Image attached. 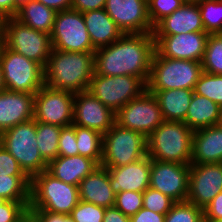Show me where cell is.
Here are the masks:
<instances>
[{
	"label": "cell",
	"instance_id": "43",
	"mask_svg": "<svg viewBox=\"0 0 222 222\" xmlns=\"http://www.w3.org/2000/svg\"><path fill=\"white\" fill-rule=\"evenodd\" d=\"M106 0H72L71 9L81 13L104 9Z\"/></svg>",
	"mask_w": 222,
	"mask_h": 222
},
{
	"label": "cell",
	"instance_id": "41",
	"mask_svg": "<svg viewBox=\"0 0 222 222\" xmlns=\"http://www.w3.org/2000/svg\"><path fill=\"white\" fill-rule=\"evenodd\" d=\"M58 143V156L71 157L78 155L77 140L73 125L61 128Z\"/></svg>",
	"mask_w": 222,
	"mask_h": 222
},
{
	"label": "cell",
	"instance_id": "54",
	"mask_svg": "<svg viewBox=\"0 0 222 222\" xmlns=\"http://www.w3.org/2000/svg\"><path fill=\"white\" fill-rule=\"evenodd\" d=\"M206 0H185V3H199Z\"/></svg>",
	"mask_w": 222,
	"mask_h": 222
},
{
	"label": "cell",
	"instance_id": "50",
	"mask_svg": "<svg viewBox=\"0 0 222 222\" xmlns=\"http://www.w3.org/2000/svg\"><path fill=\"white\" fill-rule=\"evenodd\" d=\"M5 89H6V87H5V84H4V75H3L2 67H1V64H0V93L2 91H4Z\"/></svg>",
	"mask_w": 222,
	"mask_h": 222
},
{
	"label": "cell",
	"instance_id": "13",
	"mask_svg": "<svg viewBox=\"0 0 222 222\" xmlns=\"http://www.w3.org/2000/svg\"><path fill=\"white\" fill-rule=\"evenodd\" d=\"M74 95L44 85L34 95V120L65 127L73 124Z\"/></svg>",
	"mask_w": 222,
	"mask_h": 222
},
{
	"label": "cell",
	"instance_id": "20",
	"mask_svg": "<svg viewBox=\"0 0 222 222\" xmlns=\"http://www.w3.org/2000/svg\"><path fill=\"white\" fill-rule=\"evenodd\" d=\"M34 118V94L4 90L0 93V133Z\"/></svg>",
	"mask_w": 222,
	"mask_h": 222
},
{
	"label": "cell",
	"instance_id": "8",
	"mask_svg": "<svg viewBox=\"0 0 222 222\" xmlns=\"http://www.w3.org/2000/svg\"><path fill=\"white\" fill-rule=\"evenodd\" d=\"M147 156V138L131 129L114 124L103 134V155L101 165L117 168L134 163Z\"/></svg>",
	"mask_w": 222,
	"mask_h": 222
},
{
	"label": "cell",
	"instance_id": "32",
	"mask_svg": "<svg viewBox=\"0 0 222 222\" xmlns=\"http://www.w3.org/2000/svg\"><path fill=\"white\" fill-rule=\"evenodd\" d=\"M201 65L204 72L222 75V33L209 34Z\"/></svg>",
	"mask_w": 222,
	"mask_h": 222
},
{
	"label": "cell",
	"instance_id": "9",
	"mask_svg": "<svg viewBox=\"0 0 222 222\" xmlns=\"http://www.w3.org/2000/svg\"><path fill=\"white\" fill-rule=\"evenodd\" d=\"M0 64L6 90L36 94L44 84V68L22 54L0 45Z\"/></svg>",
	"mask_w": 222,
	"mask_h": 222
},
{
	"label": "cell",
	"instance_id": "25",
	"mask_svg": "<svg viewBox=\"0 0 222 222\" xmlns=\"http://www.w3.org/2000/svg\"><path fill=\"white\" fill-rule=\"evenodd\" d=\"M82 15L95 49L108 46L123 35V32L117 27L105 9L87 11Z\"/></svg>",
	"mask_w": 222,
	"mask_h": 222
},
{
	"label": "cell",
	"instance_id": "33",
	"mask_svg": "<svg viewBox=\"0 0 222 222\" xmlns=\"http://www.w3.org/2000/svg\"><path fill=\"white\" fill-rule=\"evenodd\" d=\"M198 6L205 32L222 33V0H206L199 2Z\"/></svg>",
	"mask_w": 222,
	"mask_h": 222
},
{
	"label": "cell",
	"instance_id": "44",
	"mask_svg": "<svg viewBox=\"0 0 222 222\" xmlns=\"http://www.w3.org/2000/svg\"><path fill=\"white\" fill-rule=\"evenodd\" d=\"M203 219H222V192L203 209Z\"/></svg>",
	"mask_w": 222,
	"mask_h": 222
},
{
	"label": "cell",
	"instance_id": "21",
	"mask_svg": "<svg viewBox=\"0 0 222 222\" xmlns=\"http://www.w3.org/2000/svg\"><path fill=\"white\" fill-rule=\"evenodd\" d=\"M205 32L198 3H184L155 27L154 35H175Z\"/></svg>",
	"mask_w": 222,
	"mask_h": 222
},
{
	"label": "cell",
	"instance_id": "35",
	"mask_svg": "<svg viewBox=\"0 0 222 222\" xmlns=\"http://www.w3.org/2000/svg\"><path fill=\"white\" fill-rule=\"evenodd\" d=\"M203 216V209L191 202H175L165 215V222H203Z\"/></svg>",
	"mask_w": 222,
	"mask_h": 222
},
{
	"label": "cell",
	"instance_id": "49",
	"mask_svg": "<svg viewBox=\"0 0 222 222\" xmlns=\"http://www.w3.org/2000/svg\"><path fill=\"white\" fill-rule=\"evenodd\" d=\"M46 7L54 9L56 12L70 10L72 0H37Z\"/></svg>",
	"mask_w": 222,
	"mask_h": 222
},
{
	"label": "cell",
	"instance_id": "14",
	"mask_svg": "<svg viewBox=\"0 0 222 222\" xmlns=\"http://www.w3.org/2000/svg\"><path fill=\"white\" fill-rule=\"evenodd\" d=\"M190 165L151 159L149 187L175 202L187 201Z\"/></svg>",
	"mask_w": 222,
	"mask_h": 222
},
{
	"label": "cell",
	"instance_id": "2",
	"mask_svg": "<svg viewBox=\"0 0 222 222\" xmlns=\"http://www.w3.org/2000/svg\"><path fill=\"white\" fill-rule=\"evenodd\" d=\"M94 72V52L52 49L44 68V84L76 94L88 90Z\"/></svg>",
	"mask_w": 222,
	"mask_h": 222
},
{
	"label": "cell",
	"instance_id": "24",
	"mask_svg": "<svg viewBox=\"0 0 222 222\" xmlns=\"http://www.w3.org/2000/svg\"><path fill=\"white\" fill-rule=\"evenodd\" d=\"M97 166L99 164L95 160L81 155L58 156L48 163L47 171L62 182L79 186V183Z\"/></svg>",
	"mask_w": 222,
	"mask_h": 222
},
{
	"label": "cell",
	"instance_id": "53",
	"mask_svg": "<svg viewBox=\"0 0 222 222\" xmlns=\"http://www.w3.org/2000/svg\"><path fill=\"white\" fill-rule=\"evenodd\" d=\"M3 19L4 18L0 16V37H2Z\"/></svg>",
	"mask_w": 222,
	"mask_h": 222
},
{
	"label": "cell",
	"instance_id": "29",
	"mask_svg": "<svg viewBox=\"0 0 222 222\" xmlns=\"http://www.w3.org/2000/svg\"><path fill=\"white\" fill-rule=\"evenodd\" d=\"M77 140L78 155L95 160L101 165L103 155V134L99 131L73 125Z\"/></svg>",
	"mask_w": 222,
	"mask_h": 222
},
{
	"label": "cell",
	"instance_id": "28",
	"mask_svg": "<svg viewBox=\"0 0 222 222\" xmlns=\"http://www.w3.org/2000/svg\"><path fill=\"white\" fill-rule=\"evenodd\" d=\"M56 13L54 9L32 0L20 4L14 18L32 29L51 34Z\"/></svg>",
	"mask_w": 222,
	"mask_h": 222
},
{
	"label": "cell",
	"instance_id": "46",
	"mask_svg": "<svg viewBox=\"0 0 222 222\" xmlns=\"http://www.w3.org/2000/svg\"><path fill=\"white\" fill-rule=\"evenodd\" d=\"M31 222H61V214L46 210H28Z\"/></svg>",
	"mask_w": 222,
	"mask_h": 222
},
{
	"label": "cell",
	"instance_id": "27",
	"mask_svg": "<svg viewBox=\"0 0 222 222\" xmlns=\"http://www.w3.org/2000/svg\"><path fill=\"white\" fill-rule=\"evenodd\" d=\"M149 92L158 100L164 120L184 122L194 94L193 90L174 89Z\"/></svg>",
	"mask_w": 222,
	"mask_h": 222
},
{
	"label": "cell",
	"instance_id": "36",
	"mask_svg": "<svg viewBox=\"0 0 222 222\" xmlns=\"http://www.w3.org/2000/svg\"><path fill=\"white\" fill-rule=\"evenodd\" d=\"M184 3L185 0H147L148 15L153 28Z\"/></svg>",
	"mask_w": 222,
	"mask_h": 222
},
{
	"label": "cell",
	"instance_id": "30",
	"mask_svg": "<svg viewBox=\"0 0 222 222\" xmlns=\"http://www.w3.org/2000/svg\"><path fill=\"white\" fill-rule=\"evenodd\" d=\"M62 127L36 121V140L42 158L49 163L58 157V142Z\"/></svg>",
	"mask_w": 222,
	"mask_h": 222
},
{
	"label": "cell",
	"instance_id": "38",
	"mask_svg": "<svg viewBox=\"0 0 222 222\" xmlns=\"http://www.w3.org/2000/svg\"><path fill=\"white\" fill-rule=\"evenodd\" d=\"M114 206L124 215L131 217L143 207V192H120L116 194Z\"/></svg>",
	"mask_w": 222,
	"mask_h": 222
},
{
	"label": "cell",
	"instance_id": "48",
	"mask_svg": "<svg viewBox=\"0 0 222 222\" xmlns=\"http://www.w3.org/2000/svg\"><path fill=\"white\" fill-rule=\"evenodd\" d=\"M19 4L16 0H0V16L3 18L14 17Z\"/></svg>",
	"mask_w": 222,
	"mask_h": 222
},
{
	"label": "cell",
	"instance_id": "31",
	"mask_svg": "<svg viewBox=\"0 0 222 222\" xmlns=\"http://www.w3.org/2000/svg\"><path fill=\"white\" fill-rule=\"evenodd\" d=\"M0 196L7 201H30L28 176H0Z\"/></svg>",
	"mask_w": 222,
	"mask_h": 222
},
{
	"label": "cell",
	"instance_id": "47",
	"mask_svg": "<svg viewBox=\"0 0 222 222\" xmlns=\"http://www.w3.org/2000/svg\"><path fill=\"white\" fill-rule=\"evenodd\" d=\"M103 222H130V217L113 206L105 208Z\"/></svg>",
	"mask_w": 222,
	"mask_h": 222
},
{
	"label": "cell",
	"instance_id": "18",
	"mask_svg": "<svg viewBox=\"0 0 222 222\" xmlns=\"http://www.w3.org/2000/svg\"><path fill=\"white\" fill-rule=\"evenodd\" d=\"M115 113L90 92L74 95L73 124L106 133L115 124Z\"/></svg>",
	"mask_w": 222,
	"mask_h": 222
},
{
	"label": "cell",
	"instance_id": "11",
	"mask_svg": "<svg viewBox=\"0 0 222 222\" xmlns=\"http://www.w3.org/2000/svg\"><path fill=\"white\" fill-rule=\"evenodd\" d=\"M53 49L67 52H95L83 15L79 11L65 10L56 13L50 34Z\"/></svg>",
	"mask_w": 222,
	"mask_h": 222
},
{
	"label": "cell",
	"instance_id": "51",
	"mask_svg": "<svg viewBox=\"0 0 222 222\" xmlns=\"http://www.w3.org/2000/svg\"><path fill=\"white\" fill-rule=\"evenodd\" d=\"M61 222H75L70 215L61 214Z\"/></svg>",
	"mask_w": 222,
	"mask_h": 222
},
{
	"label": "cell",
	"instance_id": "42",
	"mask_svg": "<svg viewBox=\"0 0 222 222\" xmlns=\"http://www.w3.org/2000/svg\"><path fill=\"white\" fill-rule=\"evenodd\" d=\"M27 176L17 160L0 144V176Z\"/></svg>",
	"mask_w": 222,
	"mask_h": 222
},
{
	"label": "cell",
	"instance_id": "4",
	"mask_svg": "<svg viewBox=\"0 0 222 222\" xmlns=\"http://www.w3.org/2000/svg\"><path fill=\"white\" fill-rule=\"evenodd\" d=\"M79 201L78 186L62 182L47 170L30 179L29 210L70 215Z\"/></svg>",
	"mask_w": 222,
	"mask_h": 222
},
{
	"label": "cell",
	"instance_id": "7",
	"mask_svg": "<svg viewBox=\"0 0 222 222\" xmlns=\"http://www.w3.org/2000/svg\"><path fill=\"white\" fill-rule=\"evenodd\" d=\"M2 43L45 68L53 49L50 34L32 29L14 17L3 19Z\"/></svg>",
	"mask_w": 222,
	"mask_h": 222
},
{
	"label": "cell",
	"instance_id": "15",
	"mask_svg": "<svg viewBox=\"0 0 222 222\" xmlns=\"http://www.w3.org/2000/svg\"><path fill=\"white\" fill-rule=\"evenodd\" d=\"M222 192V163L190 164L187 201L204 209Z\"/></svg>",
	"mask_w": 222,
	"mask_h": 222
},
{
	"label": "cell",
	"instance_id": "16",
	"mask_svg": "<svg viewBox=\"0 0 222 222\" xmlns=\"http://www.w3.org/2000/svg\"><path fill=\"white\" fill-rule=\"evenodd\" d=\"M208 37L206 32L154 35L155 50L166 58L201 62Z\"/></svg>",
	"mask_w": 222,
	"mask_h": 222
},
{
	"label": "cell",
	"instance_id": "17",
	"mask_svg": "<svg viewBox=\"0 0 222 222\" xmlns=\"http://www.w3.org/2000/svg\"><path fill=\"white\" fill-rule=\"evenodd\" d=\"M104 9L123 34L154 31L147 0H106Z\"/></svg>",
	"mask_w": 222,
	"mask_h": 222
},
{
	"label": "cell",
	"instance_id": "1",
	"mask_svg": "<svg viewBox=\"0 0 222 222\" xmlns=\"http://www.w3.org/2000/svg\"><path fill=\"white\" fill-rule=\"evenodd\" d=\"M154 53L153 32L123 34L110 45L95 50V73L103 76H135L146 85Z\"/></svg>",
	"mask_w": 222,
	"mask_h": 222
},
{
	"label": "cell",
	"instance_id": "37",
	"mask_svg": "<svg viewBox=\"0 0 222 222\" xmlns=\"http://www.w3.org/2000/svg\"><path fill=\"white\" fill-rule=\"evenodd\" d=\"M175 201L160 191L148 187L143 191V208L159 214H167Z\"/></svg>",
	"mask_w": 222,
	"mask_h": 222
},
{
	"label": "cell",
	"instance_id": "56",
	"mask_svg": "<svg viewBox=\"0 0 222 222\" xmlns=\"http://www.w3.org/2000/svg\"><path fill=\"white\" fill-rule=\"evenodd\" d=\"M18 2V4H22L23 2H26V1H32V0H16Z\"/></svg>",
	"mask_w": 222,
	"mask_h": 222
},
{
	"label": "cell",
	"instance_id": "5",
	"mask_svg": "<svg viewBox=\"0 0 222 222\" xmlns=\"http://www.w3.org/2000/svg\"><path fill=\"white\" fill-rule=\"evenodd\" d=\"M202 73L201 62L166 58L155 50L146 89L148 91L194 90Z\"/></svg>",
	"mask_w": 222,
	"mask_h": 222
},
{
	"label": "cell",
	"instance_id": "39",
	"mask_svg": "<svg viewBox=\"0 0 222 222\" xmlns=\"http://www.w3.org/2000/svg\"><path fill=\"white\" fill-rule=\"evenodd\" d=\"M30 201H6L0 206V222H26Z\"/></svg>",
	"mask_w": 222,
	"mask_h": 222
},
{
	"label": "cell",
	"instance_id": "12",
	"mask_svg": "<svg viewBox=\"0 0 222 222\" xmlns=\"http://www.w3.org/2000/svg\"><path fill=\"white\" fill-rule=\"evenodd\" d=\"M115 123L146 138L164 121L156 97L147 89L115 113Z\"/></svg>",
	"mask_w": 222,
	"mask_h": 222
},
{
	"label": "cell",
	"instance_id": "6",
	"mask_svg": "<svg viewBox=\"0 0 222 222\" xmlns=\"http://www.w3.org/2000/svg\"><path fill=\"white\" fill-rule=\"evenodd\" d=\"M36 138L34 119L19 123L1 133V146L17 160L30 179L48 167V163L40 155Z\"/></svg>",
	"mask_w": 222,
	"mask_h": 222
},
{
	"label": "cell",
	"instance_id": "23",
	"mask_svg": "<svg viewBox=\"0 0 222 222\" xmlns=\"http://www.w3.org/2000/svg\"><path fill=\"white\" fill-rule=\"evenodd\" d=\"M191 164L222 163V123L195 130Z\"/></svg>",
	"mask_w": 222,
	"mask_h": 222
},
{
	"label": "cell",
	"instance_id": "26",
	"mask_svg": "<svg viewBox=\"0 0 222 222\" xmlns=\"http://www.w3.org/2000/svg\"><path fill=\"white\" fill-rule=\"evenodd\" d=\"M184 123L198 130L222 123V108L212 100L194 93Z\"/></svg>",
	"mask_w": 222,
	"mask_h": 222
},
{
	"label": "cell",
	"instance_id": "40",
	"mask_svg": "<svg viewBox=\"0 0 222 222\" xmlns=\"http://www.w3.org/2000/svg\"><path fill=\"white\" fill-rule=\"evenodd\" d=\"M105 207L79 201L70 213L75 222H103Z\"/></svg>",
	"mask_w": 222,
	"mask_h": 222
},
{
	"label": "cell",
	"instance_id": "55",
	"mask_svg": "<svg viewBox=\"0 0 222 222\" xmlns=\"http://www.w3.org/2000/svg\"><path fill=\"white\" fill-rule=\"evenodd\" d=\"M7 200L0 196V206L3 205Z\"/></svg>",
	"mask_w": 222,
	"mask_h": 222
},
{
	"label": "cell",
	"instance_id": "52",
	"mask_svg": "<svg viewBox=\"0 0 222 222\" xmlns=\"http://www.w3.org/2000/svg\"><path fill=\"white\" fill-rule=\"evenodd\" d=\"M203 222H222V219H203Z\"/></svg>",
	"mask_w": 222,
	"mask_h": 222
},
{
	"label": "cell",
	"instance_id": "3",
	"mask_svg": "<svg viewBox=\"0 0 222 222\" xmlns=\"http://www.w3.org/2000/svg\"><path fill=\"white\" fill-rule=\"evenodd\" d=\"M193 133L184 122L164 120L147 137V155L152 160L190 165Z\"/></svg>",
	"mask_w": 222,
	"mask_h": 222
},
{
	"label": "cell",
	"instance_id": "22",
	"mask_svg": "<svg viewBox=\"0 0 222 222\" xmlns=\"http://www.w3.org/2000/svg\"><path fill=\"white\" fill-rule=\"evenodd\" d=\"M78 191L81 201L105 208L115 205L116 194L111 188L108 168L102 165L79 183Z\"/></svg>",
	"mask_w": 222,
	"mask_h": 222
},
{
	"label": "cell",
	"instance_id": "10",
	"mask_svg": "<svg viewBox=\"0 0 222 222\" xmlns=\"http://www.w3.org/2000/svg\"><path fill=\"white\" fill-rule=\"evenodd\" d=\"M146 90V85L135 76H103L94 72L88 92L107 108L117 113L124 105Z\"/></svg>",
	"mask_w": 222,
	"mask_h": 222
},
{
	"label": "cell",
	"instance_id": "34",
	"mask_svg": "<svg viewBox=\"0 0 222 222\" xmlns=\"http://www.w3.org/2000/svg\"><path fill=\"white\" fill-rule=\"evenodd\" d=\"M193 91L212 100L222 108V75L203 71Z\"/></svg>",
	"mask_w": 222,
	"mask_h": 222
},
{
	"label": "cell",
	"instance_id": "19",
	"mask_svg": "<svg viewBox=\"0 0 222 222\" xmlns=\"http://www.w3.org/2000/svg\"><path fill=\"white\" fill-rule=\"evenodd\" d=\"M151 158H144L117 168H108L110 184L113 192H143L150 183Z\"/></svg>",
	"mask_w": 222,
	"mask_h": 222
},
{
	"label": "cell",
	"instance_id": "45",
	"mask_svg": "<svg viewBox=\"0 0 222 222\" xmlns=\"http://www.w3.org/2000/svg\"><path fill=\"white\" fill-rule=\"evenodd\" d=\"M165 215L142 207L135 215L130 217V222H165Z\"/></svg>",
	"mask_w": 222,
	"mask_h": 222
}]
</instances>
